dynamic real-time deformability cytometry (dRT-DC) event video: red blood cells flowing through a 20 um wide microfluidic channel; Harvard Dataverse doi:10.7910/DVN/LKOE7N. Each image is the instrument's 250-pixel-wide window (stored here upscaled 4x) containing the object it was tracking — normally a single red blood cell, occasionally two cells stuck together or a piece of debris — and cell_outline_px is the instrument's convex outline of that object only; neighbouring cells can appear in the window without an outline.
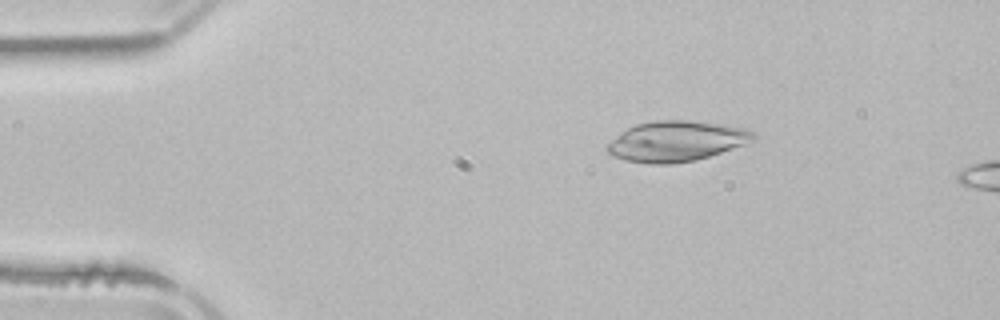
{"species": "common noctule bat (a hibernating species)", "species_latin": "Nyctalus noctula", "temperature_condition": "room temperature", "stored_images_in_passage": 4, "segment_of_instrument_passage": [1, 2], "camera_frame_rate_fps": 3000, "um_per_image_px": 0.085, "animal": {"sex": "male", "body_mass_g": 21.5, "forearm_length_mm": 52.0}, "frame": {"image": 1, "passage_image": 2, "time_ms": 1.333, "image_size_px": [1000, 320], "cell_outline_px": [[756, 136], [752, 140], [744, 144], [696, 160], [672, 164], [648, 164], [628, 160], [612, 156], [604, 148], [620, 132], [636, 124], [656, 120], [688, 120], [720, 124], [744, 128], [756, 132]], "centroid_in_image_um": [57.46, 12.0], "position_along_channel_um": 27.5, "area_um2": 34.22}}